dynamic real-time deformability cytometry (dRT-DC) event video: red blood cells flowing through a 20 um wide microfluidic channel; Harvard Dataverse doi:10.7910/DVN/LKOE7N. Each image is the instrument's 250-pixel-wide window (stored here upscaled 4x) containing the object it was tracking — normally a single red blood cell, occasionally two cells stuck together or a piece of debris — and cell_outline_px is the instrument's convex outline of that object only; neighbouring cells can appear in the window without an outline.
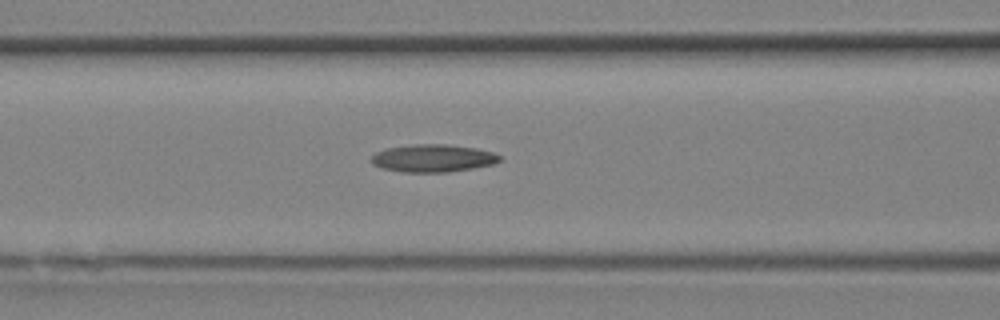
{"species": "Egyptian fruit bat (a non-hibernating species)", "species_latin": "Rousettus aegyptiacus", "temperature_condition": "room temperature", "stored_images_in_passage": 9, "camera_frame_rate_fps": 3000, "um_per_image_px": 0.085, "animal": {"sex": "female"}, "frame": {"image": 1, "passage_image": 3, "time_ms": 0.667, "image_size_px": [1000, 320], "cell_outline_px": [[500, 160], [492, 164], [472, 168], [448, 172], [404, 172], [384, 168], [372, 164], [372, 156], [376, 152], [388, 148], [412, 144], [448, 144], [476, 148], [492, 152], [500, 156]], "centroid_in_image_um": [36.8, 13.44], "position_along_channel_um": 129.8, "area_um2": 20.46}}